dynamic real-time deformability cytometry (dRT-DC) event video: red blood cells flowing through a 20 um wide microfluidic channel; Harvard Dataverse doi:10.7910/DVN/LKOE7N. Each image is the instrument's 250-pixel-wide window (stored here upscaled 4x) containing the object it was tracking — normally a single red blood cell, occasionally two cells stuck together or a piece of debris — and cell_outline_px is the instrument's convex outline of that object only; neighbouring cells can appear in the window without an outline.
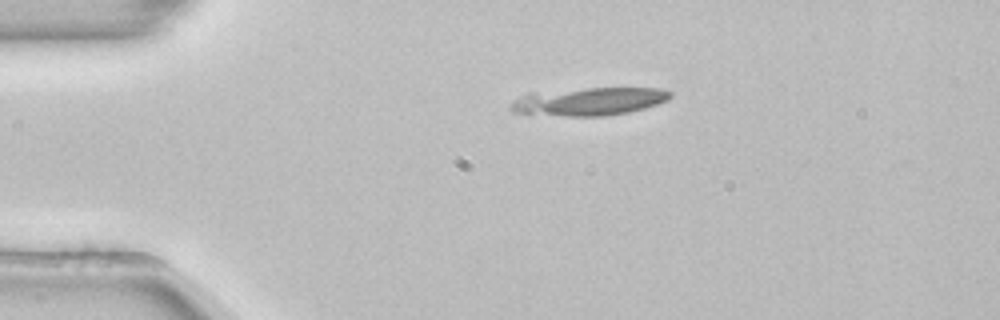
{"species": "common noctule bat (a hibernating species)", "species_latin": "Nyctalus noctula", "temperature_condition": "room temperature", "stored_images_in_passage": 8, "camera_frame_rate_fps": 3000, "um_per_image_px": 0.085, "animal": {"sex": "female", "body_mass_g": 22.7, "forearm_length_mm": 54.2}, "frame": {"image": 1, "passage_image": 1, "time_ms": 0.0, "image_size_px": [1000, 320], "cell_outline_px": [[672, 96], [668, 100], [644, 108], [628, 112], [604, 116], [564, 116], [512, 112], [508, 108], [512, 100], [528, 92], [588, 88], [660, 88], [672, 92]], "centroid_in_image_um": [50.02, 8.61], "position_along_channel_um": 35.0, "area_um2": 26.18}}